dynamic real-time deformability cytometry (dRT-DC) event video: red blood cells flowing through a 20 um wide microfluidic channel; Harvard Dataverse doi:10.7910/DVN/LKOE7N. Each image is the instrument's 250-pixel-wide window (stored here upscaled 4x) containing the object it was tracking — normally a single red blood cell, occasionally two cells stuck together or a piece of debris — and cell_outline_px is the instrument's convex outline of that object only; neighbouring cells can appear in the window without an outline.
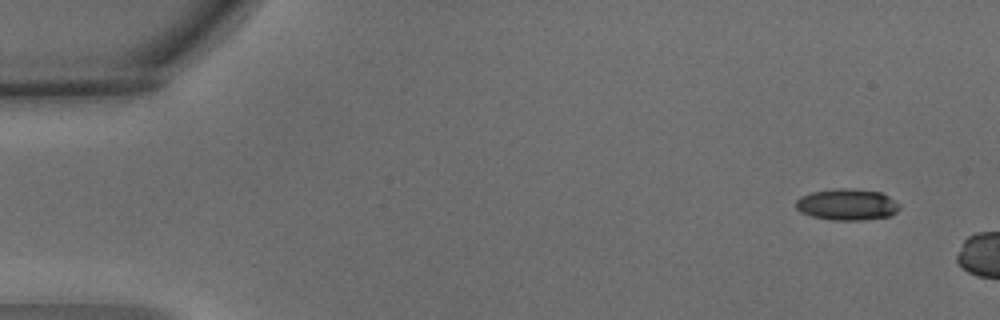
{"species": "common noctule bat (a hibernating species)", "species_latin": "Nyctalus noctula", "temperature_condition": "warm", "stored_images_in_passage": 3, "camera_frame_rate_fps": 3000, "um_per_image_px": 0.085, "animal": {"sex": "male", "body_mass_g": 15.6}, "frame": {"image": 1, "passage_image": 1, "time_ms": 0.0, "image_size_px": [1000, 320], "cell_outline_px": [[900, 208], [892, 216], [864, 220], [832, 220], [812, 216], [800, 212], [796, 208], [796, 200], [800, 196], [812, 192], [840, 188], [848, 188], [880, 192], [888, 196], [900, 204]], "centroid_in_image_um": [72.01, 17.39], "position_along_channel_um": 13.0, "area_um2": 19.02}}